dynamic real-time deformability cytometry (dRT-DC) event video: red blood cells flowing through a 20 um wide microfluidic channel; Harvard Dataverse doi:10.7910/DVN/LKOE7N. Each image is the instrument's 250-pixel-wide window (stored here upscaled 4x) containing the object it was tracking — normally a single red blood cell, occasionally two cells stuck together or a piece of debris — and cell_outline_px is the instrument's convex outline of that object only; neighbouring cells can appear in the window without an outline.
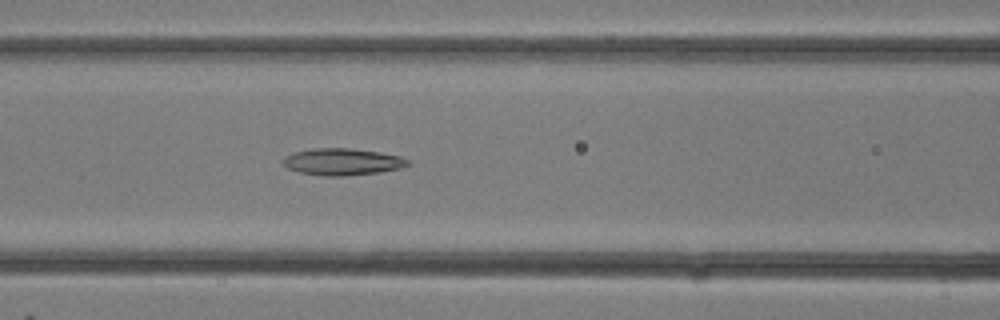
{"species": "common noctule bat (a hibernating species)", "species_latin": "Nyctalus noctula", "temperature_condition": "room temperature", "stored_images_in_passage": 15, "camera_frame_rate_fps": 3000, "um_per_image_px": 0.085, "animal": {"sex": "female"}, "frame": {"image": 1, "passage_image": 13, "time_ms": 4.0, "image_size_px": [1000, 320], "cell_outline_px": [[412, 164], [400, 168], [380, 172], [344, 176], [324, 176], [300, 172], [288, 168], [284, 164], [284, 156], [292, 152], [312, 148], [352, 148], [380, 152], [400, 156], [408, 160]], "centroid_in_image_um": [29.12, 13.74], "position_along_channel_um": 137.5, "area_um2": 19.59}}
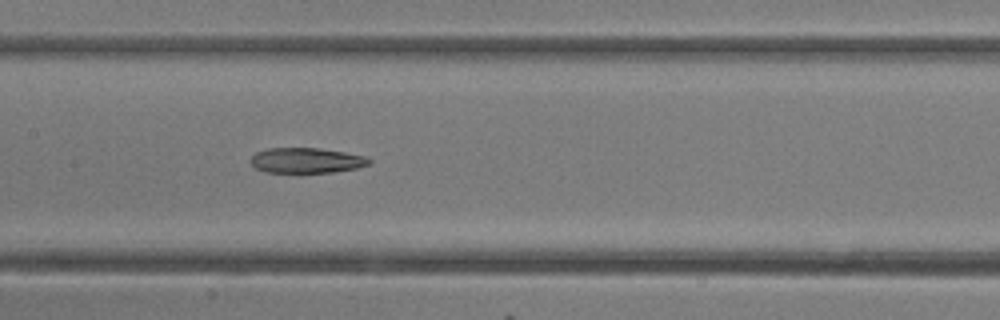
{"frame": {"image": 2, "passage_image": 15, "time_ms": 4.667, "image_size_px": [1000, 320], "cell_outline_px": [[372, 164], [356, 168], [332, 172], [264, 172], [256, 168], [248, 160], [256, 152], [268, 148], [320, 148], [344, 152], [364, 156], [372, 160]], "centroid_in_image_um": [26.04, 13.63], "position_along_channel_um": 181.4, "area_um2": 17.46}}